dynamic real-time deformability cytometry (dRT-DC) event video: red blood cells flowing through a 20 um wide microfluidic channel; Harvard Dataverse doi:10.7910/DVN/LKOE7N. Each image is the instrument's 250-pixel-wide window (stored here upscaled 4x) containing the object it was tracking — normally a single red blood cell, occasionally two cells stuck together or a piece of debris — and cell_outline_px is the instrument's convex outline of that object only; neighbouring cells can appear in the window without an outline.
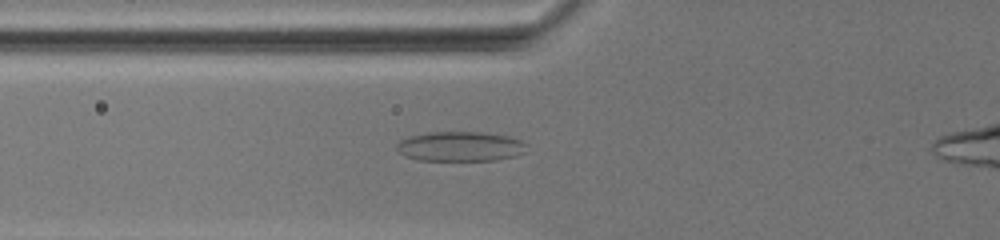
{"species": "common noctule bat (a hibernating species)", "species_latin": "Nyctalus noctula", "temperature_condition": "warm", "stored_images_in_passage": 41, "camera_frame_rate_fps": 3000, "um_per_image_px": 0.085, "animal": {"sex": "female", "body_mass_g": 19.5, "forearm_length_mm": 54.1}, "frame": {"image": 1, "passage_image": 2, "time_ms": 0.333, "image_size_px": [1000, 240], "cell_outline_px": [[528, 152], [516, 156], [496, 160], [420, 160], [404, 156], [396, 148], [396, 144], [400, 140], [408, 136], [428, 132], [480, 132], [508, 136], [520, 140], [528, 144]], "centroid_in_image_um": [39.16, 12.44], "position_along_channel_um": 86.6, "area_um2": 22.77}}
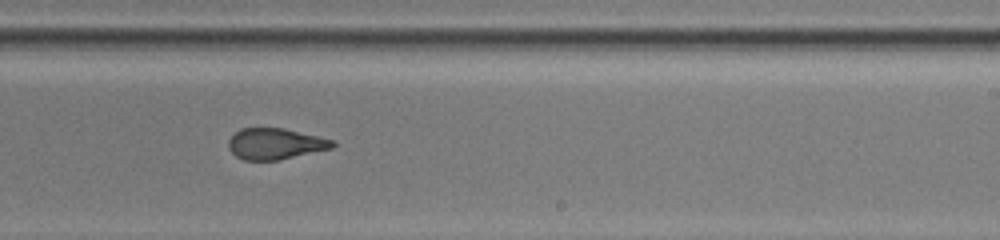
{"frame": {"image": 2, "passage_image": 20, "time_ms": 6.333, "image_size_px": [1000, 240], "cell_outline_px": [[336, 144], [332, 148], [280, 160], [244, 160], [236, 156], [228, 148], [228, 140], [240, 128], [284, 128], [332, 140]], "centroid_in_image_um": [23.37, 12.23], "position_along_channel_um": 265.6, "area_um2": 18.73}}
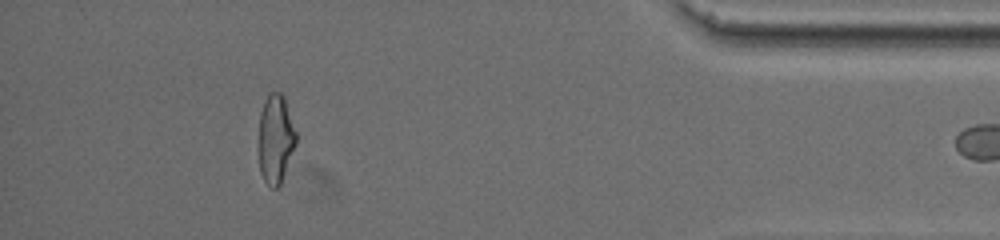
{"frame": {"image": 3, "passage_image": 39, "time_ms": 12.667, "image_size_px": [1000, 240], "cell_outline_px": [[296, 144], [280, 184], [276, 188], [272, 188], [264, 180], [260, 172], [260, 112], [264, 100], [268, 92], [280, 92], [284, 96], [296, 132]], "centroid_in_image_um": [23.43, 11.77], "position_along_channel_um": 411.8, "area_um2": 19.07}}